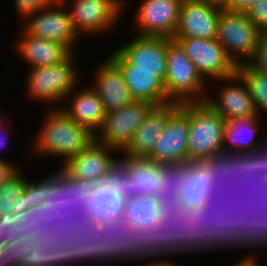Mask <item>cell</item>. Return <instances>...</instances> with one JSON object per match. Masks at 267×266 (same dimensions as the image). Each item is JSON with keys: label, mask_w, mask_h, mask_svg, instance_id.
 <instances>
[{"label": "cell", "mask_w": 267, "mask_h": 266, "mask_svg": "<svg viewBox=\"0 0 267 266\" xmlns=\"http://www.w3.org/2000/svg\"><path fill=\"white\" fill-rule=\"evenodd\" d=\"M235 266H256V262L250 257V258H246L245 260H242L240 263L236 264Z\"/></svg>", "instance_id": "db71d44e"}, {"label": "cell", "mask_w": 267, "mask_h": 266, "mask_svg": "<svg viewBox=\"0 0 267 266\" xmlns=\"http://www.w3.org/2000/svg\"><path fill=\"white\" fill-rule=\"evenodd\" d=\"M256 118H257L256 116H252V117L237 118V119H232V120L226 121L223 141L225 144L229 141L231 143L229 147H231V145H232L233 147H237L239 149L238 150L237 148H233V150H232V148L228 147L229 154H232V152L233 153H239V154L240 153L255 152L259 149H262V147H265L267 145V140H266L262 146L259 143L261 148L260 147L258 148L257 144L255 145V147L253 146L254 145L253 142H255L253 137H254V134L256 133L255 131L257 130V128L255 127L256 126L255 120H257ZM243 132L244 133L246 132V134L247 133H249V134L246 135ZM251 146H253V147H251ZM241 147L242 148L247 147V151L246 150L244 151V149L242 150ZM256 147H257V149H256ZM240 148H241V150H240ZM248 148H250L251 150H249ZM252 148H253V150H252Z\"/></svg>", "instance_id": "1f68e13d"}, {"label": "cell", "mask_w": 267, "mask_h": 266, "mask_svg": "<svg viewBox=\"0 0 267 266\" xmlns=\"http://www.w3.org/2000/svg\"><path fill=\"white\" fill-rule=\"evenodd\" d=\"M259 34L260 31L245 12L226 8L221 10L216 39L237 66L242 64V61H239L238 57L235 58L236 55L249 60L253 58Z\"/></svg>", "instance_id": "30bf717a"}, {"label": "cell", "mask_w": 267, "mask_h": 266, "mask_svg": "<svg viewBox=\"0 0 267 266\" xmlns=\"http://www.w3.org/2000/svg\"><path fill=\"white\" fill-rule=\"evenodd\" d=\"M50 249L53 250V266H66L69 262H75L73 247L69 244L63 247L50 245Z\"/></svg>", "instance_id": "f6af8a7d"}, {"label": "cell", "mask_w": 267, "mask_h": 266, "mask_svg": "<svg viewBox=\"0 0 267 266\" xmlns=\"http://www.w3.org/2000/svg\"><path fill=\"white\" fill-rule=\"evenodd\" d=\"M24 33L25 37L18 43V50L33 68L58 64L72 55L71 49L65 44L35 37L26 31Z\"/></svg>", "instance_id": "4316f807"}, {"label": "cell", "mask_w": 267, "mask_h": 266, "mask_svg": "<svg viewBox=\"0 0 267 266\" xmlns=\"http://www.w3.org/2000/svg\"><path fill=\"white\" fill-rule=\"evenodd\" d=\"M75 214L76 211L68 204L52 221L50 225V245L63 247L76 244L75 238Z\"/></svg>", "instance_id": "d590c367"}, {"label": "cell", "mask_w": 267, "mask_h": 266, "mask_svg": "<svg viewBox=\"0 0 267 266\" xmlns=\"http://www.w3.org/2000/svg\"><path fill=\"white\" fill-rule=\"evenodd\" d=\"M203 85L204 78L182 47L175 40L167 38V72L164 81L166 103L204 102L206 99H200L199 96L204 90ZM194 94L199 98H195Z\"/></svg>", "instance_id": "8992f818"}, {"label": "cell", "mask_w": 267, "mask_h": 266, "mask_svg": "<svg viewBox=\"0 0 267 266\" xmlns=\"http://www.w3.org/2000/svg\"><path fill=\"white\" fill-rule=\"evenodd\" d=\"M126 156L118 161L128 172V198L148 195L163 200L165 164L149 157Z\"/></svg>", "instance_id": "9a60e30c"}, {"label": "cell", "mask_w": 267, "mask_h": 266, "mask_svg": "<svg viewBox=\"0 0 267 266\" xmlns=\"http://www.w3.org/2000/svg\"><path fill=\"white\" fill-rule=\"evenodd\" d=\"M250 196L256 201L257 209H267V175L263 178H257L253 188L250 190Z\"/></svg>", "instance_id": "bcb514c9"}, {"label": "cell", "mask_w": 267, "mask_h": 266, "mask_svg": "<svg viewBox=\"0 0 267 266\" xmlns=\"http://www.w3.org/2000/svg\"><path fill=\"white\" fill-rule=\"evenodd\" d=\"M109 149L116 150L95 140L82 152L65 161L62 171L51 177L69 198L77 189L90 185L118 162L108 154Z\"/></svg>", "instance_id": "277c9868"}, {"label": "cell", "mask_w": 267, "mask_h": 266, "mask_svg": "<svg viewBox=\"0 0 267 266\" xmlns=\"http://www.w3.org/2000/svg\"><path fill=\"white\" fill-rule=\"evenodd\" d=\"M93 89L102 100L106 113L116 111L134 101L120 69L108 58L99 68Z\"/></svg>", "instance_id": "d4e9b609"}, {"label": "cell", "mask_w": 267, "mask_h": 266, "mask_svg": "<svg viewBox=\"0 0 267 266\" xmlns=\"http://www.w3.org/2000/svg\"><path fill=\"white\" fill-rule=\"evenodd\" d=\"M245 13L260 32L267 31V0H256Z\"/></svg>", "instance_id": "b9f144b4"}, {"label": "cell", "mask_w": 267, "mask_h": 266, "mask_svg": "<svg viewBox=\"0 0 267 266\" xmlns=\"http://www.w3.org/2000/svg\"><path fill=\"white\" fill-rule=\"evenodd\" d=\"M121 4L120 0H75L70 19L77 33H96L113 25L121 13Z\"/></svg>", "instance_id": "7402d4cb"}, {"label": "cell", "mask_w": 267, "mask_h": 266, "mask_svg": "<svg viewBox=\"0 0 267 266\" xmlns=\"http://www.w3.org/2000/svg\"><path fill=\"white\" fill-rule=\"evenodd\" d=\"M179 105L176 102H168L153 106L134 132L131 141L123 149L125 154L131 157H147L164 131L168 118L179 108Z\"/></svg>", "instance_id": "603a6c76"}, {"label": "cell", "mask_w": 267, "mask_h": 266, "mask_svg": "<svg viewBox=\"0 0 267 266\" xmlns=\"http://www.w3.org/2000/svg\"><path fill=\"white\" fill-rule=\"evenodd\" d=\"M36 150L69 158L77 155L95 141V133L77 124L62 109L48 114L46 122L38 134Z\"/></svg>", "instance_id": "3957f363"}, {"label": "cell", "mask_w": 267, "mask_h": 266, "mask_svg": "<svg viewBox=\"0 0 267 266\" xmlns=\"http://www.w3.org/2000/svg\"><path fill=\"white\" fill-rule=\"evenodd\" d=\"M71 58L72 55L61 63L33 68L28 78L30 96L53 104L67 98L78 77Z\"/></svg>", "instance_id": "4fadbf2b"}, {"label": "cell", "mask_w": 267, "mask_h": 266, "mask_svg": "<svg viewBox=\"0 0 267 266\" xmlns=\"http://www.w3.org/2000/svg\"><path fill=\"white\" fill-rule=\"evenodd\" d=\"M247 63L257 71L267 74V31L260 32L256 50Z\"/></svg>", "instance_id": "60d3db41"}, {"label": "cell", "mask_w": 267, "mask_h": 266, "mask_svg": "<svg viewBox=\"0 0 267 266\" xmlns=\"http://www.w3.org/2000/svg\"><path fill=\"white\" fill-rule=\"evenodd\" d=\"M0 266H13L11 260L10 242L0 241Z\"/></svg>", "instance_id": "c3c4849f"}, {"label": "cell", "mask_w": 267, "mask_h": 266, "mask_svg": "<svg viewBox=\"0 0 267 266\" xmlns=\"http://www.w3.org/2000/svg\"><path fill=\"white\" fill-rule=\"evenodd\" d=\"M153 106L147 101L134 100L121 109L106 113L102 126L96 131L101 132V138L95 134V140L123 151Z\"/></svg>", "instance_id": "7c38bea8"}, {"label": "cell", "mask_w": 267, "mask_h": 266, "mask_svg": "<svg viewBox=\"0 0 267 266\" xmlns=\"http://www.w3.org/2000/svg\"><path fill=\"white\" fill-rule=\"evenodd\" d=\"M93 188L110 187L128 199V172L118 161L104 175L90 184Z\"/></svg>", "instance_id": "74e56055"}, {"label": "cell", "mask_w": 267, "mask_h": 266, "mask_svg": "<svg viewBox=\"0 0 267 266\" xmlns=\"http://www.w3.org/2000/svg\"><path fill=\"white\" fill-rule=\"evenodd\" d=\"M184 218L182 207L167 203L162 222L153 228V257L185 251Z\"/></svg>", "instance_id": "cb8c5ba5"}, {"label": "cell", "mask_w": 267, "mask_h": 266, "mask_svg": "<svg viewBox=\"0 0 267 266\" xmlns=\"http://www.w3.org/2000/svg\"><path fill=\"white\" fill-rule=\"evenodd\" d=\"M22 174H16L0 186V215L13 213L24 206L39 183H29Z\"/></svg>", "instance_id": "d6a6232c"}, {"label": "cell", "mask_w": 267, "mask_h": 266, "mask_svg": "<svg viewBox=\"0 0 267 266\" xmlns=\"http://www.w3.org/2000/svg\"><path fill=\"white\" fill-rule=\"evenodd\" d=\"M22 236L21 207L0 215V241L10 242Z\"/></svg>", "instance_id": "f35d334b"}, {"label": "cell", "mask_w": 267, "mask_h": 266, "mask_svg": "<svg viewBox=\"0 0 267 266\" xmlns=\"http://www.w3.org/2000/svg\"><path fill=\"white\" fill-rule=\"evenodd\" d=\"M188 135V103H182L168 118L164 131L147 157L161 164H178L189 161Z\"/></svg>", "instance_id": "5bb4252c"}, {"label": "cell", "mask_w": 267, "mask_h": 266, "mask_svg": "<svg viewBox=\"0 0 267 266\" xmlns=\"http://www.w3.org/2000/svg\"><path fill=\"white\" fill-rule=\"evenodd\" d=\"M68 204L64 189L52 177L39 182L21 207L22 236L45 233Z\"/></svg>", "instance_id": "52a82bcc"}, {"label": "cell", "mask_w": 267, "mask_h": 266, "mask_svg": "<svg viewBox=\"0 0 267 266\" xmlns=\"http://www.w3.org/2000/svg\"><path fill=\"white\" fill-rule=\"evenodd\" d=\"M73 99L72 106L62 109L63 112L77 124L96 134L95 131L100 129L106 116L102 100L93 88L82 90Z\"/></svg>", "instance_id": "f1b7e54d"}, {"label": "cell", "mask_w": 267, "mask_h": 266, "mask_svg": "<svg viewBox=\"0 0 267 266\" xmlns=\"http://www.w3.org/2000/svg\"><path fill=\"white\" fill-rule=\"evenodd\" d=\"M109 59L120 69L132 98L154 106L166 103L164 81L153 70L135 69L117 51Z\"/></svg>", "instance_id": "44dd1931"}, {"label": "cell", "mask_w": 267, "mask_h": 266, "mask_svg": "<svg viewBox=\"0 0 267 266\" xmlns=\"http://www.w3.org/2000/svg\"><path fill=\"white\" fill-rule=\"evenodd\" d=\"M186 162L165 164V183L163 201L174 203L179 197V188L185 180Z\"/></svg>", "instance_id": "8d00e7d4"}, {"label": "cell", "mask_w": 267, "mask_h": 266, "mask_svg": "<svg viewBox=\"0 0 267 266\" xmlns=\"http://www.w3.org/2000/svg\"><path fill=\"white\" fill-rule=\"evenodd\" d=\"M229 208V228L244 246L267 245V209H257L250 194L239 189L224 192Z\"/></svg>", "instance_id": "5b68a950"}, {"label": "cell", "mask_w": 267, "mask_h": 266, "mask_svg": "<svg viewBox=\"0 0 267 266\" xmlns=\"http://www.w3.org/2000/svg\"><path fill=\"white\" fill-rule=\"evenodd\" d=\"M226 120L206 101L188 103V157L205 160L214 155L229 154L224 144Z\"/></svg>", "instance_id": "7a4b0ae2"}, {"label": "cell", "mask_w": 267, "mask_h": 266, "mask_svg": "<svg viewBox=\"0 0 267 266\" xmlns=\"http://www.w3.org/2000/svg\"><path fill=\"white\" fill-rule=\"evenodd\" d=\"M185 180L179 188V197L174 202L183 209L205 207L216 193L215 179L210 166L204 160L186 162Z\"/></svg>", "instance_id": "ffe728a7"}, {"label": "cell", "mask_w": 267, "mask_h": 266, "mask_svg": "<svg viewBox=\"0 0 267 266\" xmlns=\"http://www.w3.org/2000/svg\"><path fill=\"white\" fill-rule=\"evenodd\" d=\"M149 266H176L175 264L171 263V262H166V261H162V262H156V263H153Z\"/></svg>", "instance_id": "11a10c76"}, {"label": "cell", "mask_w": 267, "mask_h": 266, "mask_svg": "<svg viewBox=\"0 0 267 266\" xmlns=\"http://www.w3.org/2000/svg\"><path fill=\"white\" fill-rule=\"evenodd\" d=\"M256 0H228L227 9L246 12Z\"/></svg>", "instance_id": "681fc988"}, {"label": "cell", "mask_w": 267, "mask_h": 266, "mask_svg": "<svg viewBox=\"0 0 267 266\" xmlns=\"http://www.w3.org/2000/svg\"><path fill=\"white\" fill-rule=\"evenodd\" d=\"M196 66L204 78L232 79L237 73V65L227 55L216 38L173 37Z\"/></svg>", "instance_id": "8fae6325"}, {"label": "cell", "mask_w": 267, "mask_h": 266, "mask_svg": "<svg viewBox=\"0 0 267 266\" xmlns=\"http://www.w3.org/2000/svg\"><path fill=\"white\" fill-rule=\"evenodd\" d=\"M18 172L16 166L14 167L7 161H3L0 159V186L10 180L13 176H15Z\"/></svg>", "instance_id": "7dc6e473"}, {"label": "cell", "mask_w": 267, "mask_h": 266, "mask_svg": "<svg viewBox=\"0 0 267 266\" xmlns=\"http://www.w3.org/2000/svg\"><path fill=\"white\" fill-rule=\"evenodd\" d=\"M16 7L21 16L27 17L45 7L52 5L58 0H15Z\"/></svg>", "instance_id": "ee69618b"}, {"label": "cell", "mask_w": 267, "mask_h": 266, "mask_svg": "<svg viewBox=\"0 0 267 266\" xmlns=\"http://www.w3.org/2000/svg\"><path fill=\"white\" fill-rule=\"evenodd\" d=\"M103 259L125 261L153 256V229H136L123 218L104 223Z\"/></svg>", "instance_id": "ba28073f"}, {"label": "cell", "mask_w": 267, "mask_h": 266, "mask_svg": "<svg viewBox=\"0 0 267 266\" xmlns=\"http://www.w3.org/2000/svg\"><path fill=\"white\" fill-rule=\"evenodd\" d=\"M50 229L46 230L45 233H40V234H30L29 238L32 240V244L37 245L38 247L43 246V245H50V237L49 235Z\"/></svg>", "instance_id": "f907efd6"}, {"label": "cell", "mask_w": 267, "mask_h": 266, "mask_svg": "<svg viewBox=\"0 0 267 266\" xmlns=\"http://www.w3.org/2000/svg\"><path fill=\"white\" fill-rule=\"evenodd\" d=\"M184 217L185 252L210 249L208 204L194 210L184 209Z\"/></svg>", "instance_id": "4dcf8cb0"}, {"label": "cell", "mask_w": 267, "mask_h": 266, "mask_svg": "<svg viewBox=\"0 0 267 266\" xmlns=\"http://www.w3.org/2000/svg\"><path fill=\"white\" fill-rule=\"evenodd\" d=\"M204 161L210 166L216 192L239 189L249 195L256 179L266 175L267 145L255 152L222 153Z\"/></svg>", "instance_id": "6da1fadb"}, {"label": "cell", "mask_w": 267, "mask_h": 266, "mask_svg": "<svg viewBox=\"0 0 267 266\" xmlns=\"http://www.w3.org/2000/svg\"><path fill=\"white\" fill-rule=\"evenodd\" d=\"M235 79L242 81L244 86L228 85L221 91L219 101L207 100V98L205 101L226 121L257 116L247 84L237 74L232 76L231 80Z\"/></svg>", "instance_id": "484cf974"}, {"label": "cell", "mask_w": 267, "mask_h": 266, "mask_svg": "<svg viewBox=\"0 0 267 266\" xmlns=\"http://www.w3.org/2000/svg\"><path fill=\"white\" fill-rule=\"evenodd\" d=\"M104 223H97L81 219L75 214V238L73 247L75 262L88 260H103L102 233Z\"/></svg>", "instance_id": "f546056e"}, {"label": "cell", "mask_w": 267, "mask_h": 266, "mask_svg": "<svg viewBox=\"0 0 267 266\" xmlns=\"http://www.w3.org/2000/svg\"><path fill=\"white\" fill-rule=\"evenodd\" d=\"M199 1L218 6L222 9L224 8L227 9V5H228V0H199Z\"/></svg>", "instance_id": "f5cc1de1"}, {"label": "cell", "mask_w": 267, "mask_h": 266, "mask_svg": "<svg viewBox=\"0 0 267 266\" xmlns=\"http://www.w3.org/2000/svg\"><path fill=\"white\" fill-rule=\"evenodd\" d=\"M135 69L153 70L163 81L167 72V38L160 36L136 37L116 50Z\"/></svg>", "instance_id": "d6986e66"}, {"label": "cell", "mask_w": 267, "mask_h": 266, "mask_svg": "<svg viewBox=\"0 0 267 266\" xmlns=\"http://www.w3.org/2000/svg\"><path fill=\"white\" fill-rule=\"evenodd\" d=\"M167 203L158 197L141 195L127 199L123 219L136 229H153L165 215Z\"/></svg>", "instance_id": "83f0119b"}, {"label": "cell", "mask_w": 267, "mask_h": 266, "mask_svg": "<svg viewBox=\"0 0 267 266\" xmlns=\"http://www.w3.org/2000/svg\"><path fill=\"white\" fill-rule=\"evenodd\" d=\"M18 266H53V250L47 244L40 247L32 244L29 254L20 261Z\"/></svg>", "instance_id": "ab89813d"}, {"label": "cell", "mask_w": 267, "mask_h": 266, "mask_svg": "<svg viewBox=\"0 0 267 266\" xmlns=\"http://www.w3.org/2000/svg\"><path fill=\"white\" fill-rule=\"evenodd\" d=\"M69 205L86 221L110 223L123 218L127 198L110 187L77 189L69 198Z\"/></svg>", "instance_id": "9c48e42d"}, {"label": "cell", "mask_w": 267, "mask_h": 266, "mask_svg": "<svg viewBox=\"0 0 267 266\" xmlns=\"http://www.w3.org/2000/svg\"><path fill=\"white\" fill-rule=\"evenodd\" d=\"M209 213V225H210V249H213V238H214V224H213V209L208 205Z\"/></svg>", "instance_id": "816d5d0a"}, {"label": "cell", "mask_w": 267, "mask_h": 266, "mask_svg": "<svg viewBox=\"0 0 267 266\" xmlns=\"http://www.w3.org/2000/svg\"><path fill=\"white\" fill-rule=\"evenodd\" d=\"M224 192L214 193L208 205L213 209L214 238L213 248L243 245L234 236L229 228V208L224 207ZM227 245V246H225ZM240 245V246H239ZM216 246V247H215Z\"/></svg>", "instance_id": "836d02e7"}, {"label": "cell", "mask_w": 267, "mask_h": 266, "mask_svg": "<svg viewBox=\"0 0 267 266\" xmlns=\"http://www.w3.org/2000/svg\"><path fill=\"white\" fill-rule=\"evenodd\" d=\"M32 240L29 235L21 236L13 241H10V253L11 260H13V266H18L20 261L30 252Z\"/></svg>", "instance_id": "7bdbcfd3"}, {"label": "cell", "mask_w": 267, "mask_h": 266, "mask_svg": "<svg viewBox=\"0 0 267 266\" xmlns=\"http://www.w3.org/2000/svg\"><path fill=\"white\" fill-rule=\"evenodd\" d=\"M222 8L199 0H183L174 37H217Z\"/></svg>", "instance_id": "e0dca14e"}, {"label": "cell", "mask_w": 267, "mask_h": 266, "mask_svg": "<svg viewBox=\"0 0 267 266\" xmlns=\"http://www.w3.org/2000/svg\"><path fill=\"white\" fill-rule=\"evenodd\" d=\"M183 0H143L137 13L141 36L173 39Z\"/></svg>", "instance_id": "2e32d148"}, {"label": "cell", "mask_w": 267, "mask_h": 266, "mask_svg": "<svg viewBox=\"0 0 267 266\" xmlns=\"http://www.w3.org/2000/svg\"><path fill=\"white\" fill-rule=\"evenodd\" d=\"M246 84L258 114V108L267 111V74L252 68L247 62L237 66L236 73Z\"/></svg>", "instance_id": "e575fe53"}, {"label": "cell", "mask_w": 267, "mask_h": 266, "mask_svg": "<svg viewBox=\"0 0 267 266\" xmlns=\"http://www.w3.org/2000/svg\"><path fill=\"white\" fill-rule=\"evenodd\" d=\"M65 1L58 0L43 10L41 9L27 16L25 19H32L28 21L25 31L35 37L65 44L69 49H72L71 45L76 41L78 33L72 24L70 15L60 9H52L54 5L58 6L60 4L63 6V3L66 4Z\"/></svg>", "instance_id": "ac0fdd59"}]
</instances>
